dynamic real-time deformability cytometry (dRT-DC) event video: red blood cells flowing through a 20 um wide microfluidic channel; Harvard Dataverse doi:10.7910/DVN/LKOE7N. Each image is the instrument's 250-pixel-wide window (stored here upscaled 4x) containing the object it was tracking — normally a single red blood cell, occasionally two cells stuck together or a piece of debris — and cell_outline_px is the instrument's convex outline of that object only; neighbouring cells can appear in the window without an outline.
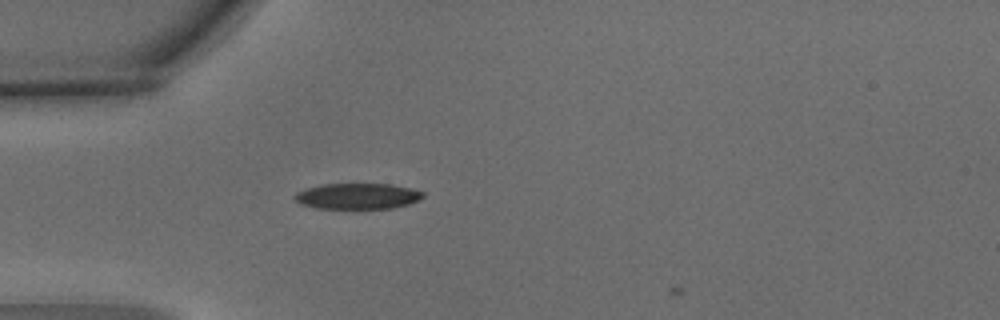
{"species": "common noctule bat (a hibernating species)", "species_latin": "Nyctalus noctula", "temperature_condition": "warm", "stored_images_in_passage": 4, "camera_frame_rate_fps": 3000, "um_per_image_px": 0.085, "animal": {"sex": "male", "body_mass_g": 15.6}, "frame": {"image": 1, "passage_image": 4, "time_ms": 1.0, "image_size_px": [1000, 320], "cell_outline_px": [[424, 196], [408, 204], [392, 208], [316, 208], [300, 204], [292, 196], [296, 192], [320, 184], [392, 184], [412, 188], [424, 192]], "centroid_in_image_um": [30.37, 16.66], "position_along_channel_um": 54.6, "area_um2": 19.25}}